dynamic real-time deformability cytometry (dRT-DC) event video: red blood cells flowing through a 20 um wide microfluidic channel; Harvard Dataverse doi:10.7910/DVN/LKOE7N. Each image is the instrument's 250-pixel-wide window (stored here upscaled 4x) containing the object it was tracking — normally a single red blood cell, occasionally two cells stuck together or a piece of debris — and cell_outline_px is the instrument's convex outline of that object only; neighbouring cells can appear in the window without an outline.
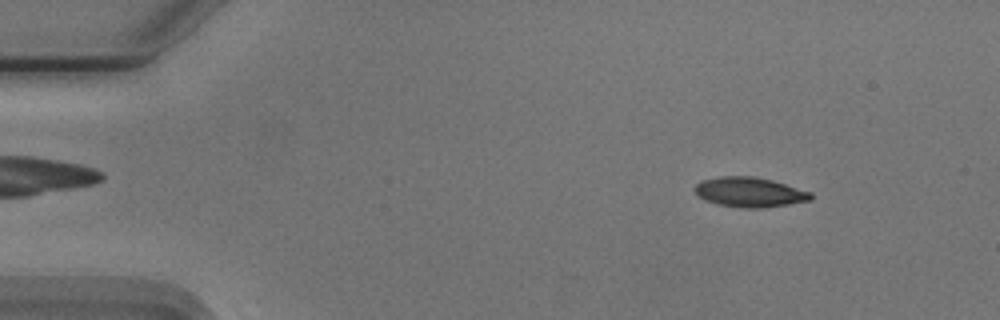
{"species": "Egyptian fruit bat (a non-hibernating species)", "species_latin": "Rousettus aegyptiacus", "temperature_condition": "cold", "stored_images_in_passage": 53, "camera_frame_rate_fps": 3000, "um_per_image_px": 0.085, "animal": {"sex": "male"}, "frame": {"image": 1, "passage_image": 6, "time_ms": 1.667, "image_size_px": [1000, 320], "cell_outline_px": [[812, 200], [764, 208], [744, 208], [720, 204], [704, 200], [692, 188], [700, 180], [716, 176], [752, 176], [772, 180], [812, 192]], "centroid_in_image_um": [63.7, 16.32], "position_along_channel_um": 21.3, "area_um2": 20.23}}
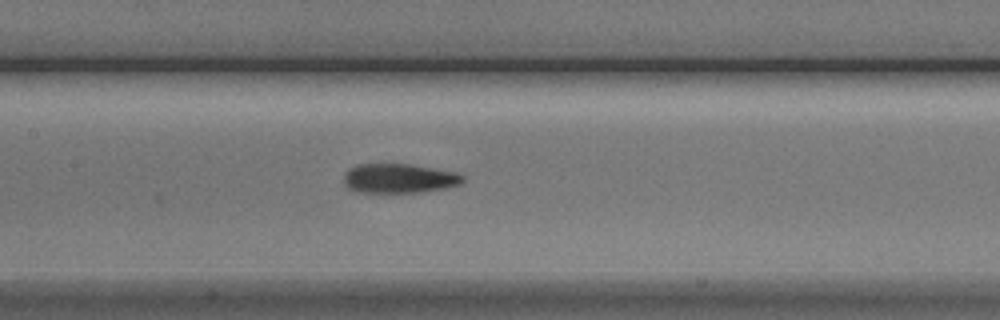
{"frame": {"image": 2, "passage_image": 25, "time_ms": 8.0, "image_size_px": [1000, 320], "cell_outline_px": [[464, 180], [460, 184], [444, 188], [424, 192], [384, 196], [356, 192], [348, 188], [344, 184], [344, 172], [348, 168], [356, 164], [408, 164], [456, 172], [464, 176]], "centroid_in_image_um": [33.84, 15.22], "position_along_channel_um": 173.6, "area_um2": 21.44}}
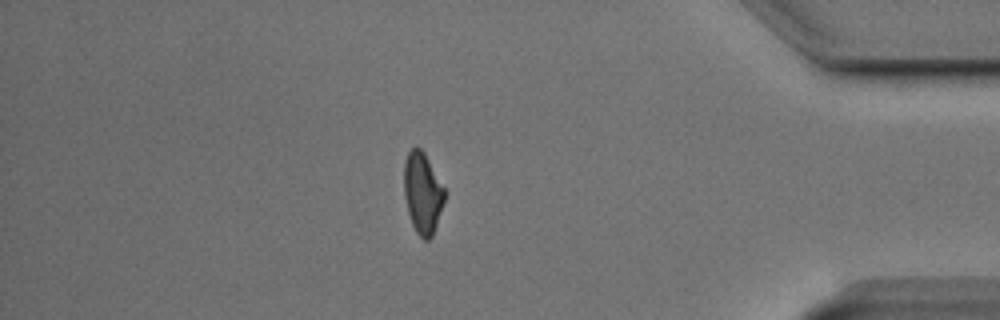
{"frame": {"image": 3, "passage_image": 46, "time_ms": 15.0, "image_size_px": [1000, 320], "cell_outline_px": [[444, 200], [432, 236], [428, 240], [424, 240], [416, 232], [412, 224], [408, 212], [404, 196], [404, 160], [408, 152], [412, 148], [420, 148], [424, 152], [444, 188]], "centroid_in_image_um": [35.89, 16.39], "position_along_channel_um": 399.3, "area_um2": 18.84}, "authors_computed_cell_mechanics": {"area_um2": 20.0566, "velocity_mm_per_s": 3.7471, "shape_relaxation_time_tau1_ms": 2.9108, "shape_relaxation_time_tau2_ms": 3.1627, "deformation_change_tau1": 0.1479, "deformation_change_tau2": 0.1096}}